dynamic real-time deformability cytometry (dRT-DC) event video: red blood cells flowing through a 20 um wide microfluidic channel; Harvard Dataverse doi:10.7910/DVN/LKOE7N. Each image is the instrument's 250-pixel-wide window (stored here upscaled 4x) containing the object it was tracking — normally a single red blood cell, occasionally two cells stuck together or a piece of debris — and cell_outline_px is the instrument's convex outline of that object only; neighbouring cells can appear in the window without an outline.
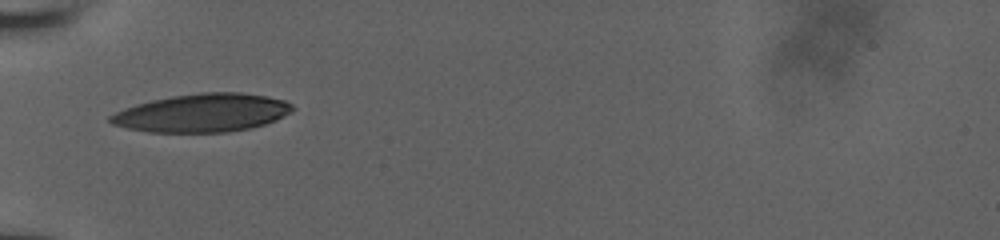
{"species": "human", "species_latin": "Homo sapiens", "temperature_condition": "room temperature", "stored_images_in_passage": 35, "camera_frame_rate_fps": 3000, "um_per_image_px": 0.085, "donor": {"sex": "male"}, "frame": {"image": 1, "passage_image": 1, "time_ms": 0.0, "image_size_px": [1000, 240], "cell_outline_px": [[296, 108], [292, 112], [276, 120], [264, 124], [248, 128], [228, 132], [148, 132], [128, 128], [112, 124], [108, 120], [108, 116], [124, 108], [136, 104], [152, 100], [172, 96], [200, 92], [240, 92], [268, 96], [284, 100], [292, 104]], "centroid_in_image_um": [17.21, 9.59], "position_along_channel_um": 67.8, "area_um2": 40.69}}
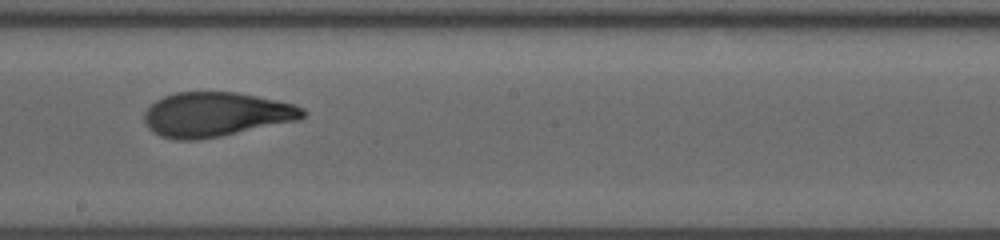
{"frame": {"image": 2, "passage_image": 18, "time_ms": 4.333, "image_size_px": [1000, 240], "cell_outline_px": [[308, 112], [300, 120], [220, 136], [196, 140], [176, 140], [160, 136], [152, 132], [148, 128], [144, 120], [144, 112], [156, 100], [164, 96], [176, 92], [236, 92], [276, 100], [292, 104], [304, 108]], "centroid_in_image_um": [18.35, 9.73], "position_along_channel_um": 229.9, "area_um2": 41.1}}
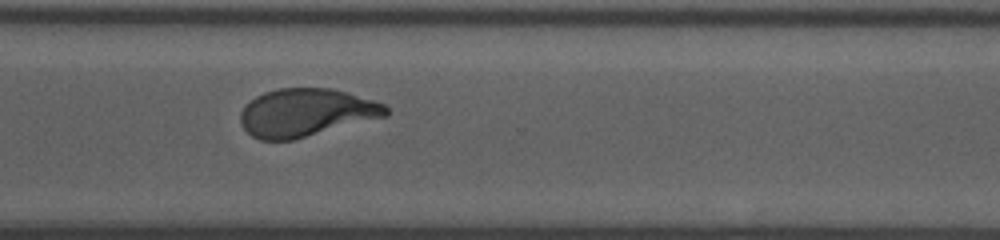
{"frame": {"image": 3, "passage_image": 34, "time_ms": 7.333, "image_size_px": [1000, 240], "cell_outline_px": [[388, 116], [292, 140], [260, 140], [252, 136], [244, 128], [240, 120], [240, 112], [256, 96], [264, 92], [280, 88], [332, 88], [348, 92], [384, 104], [388, 108]], "centroid_in_image_um": [26.03, 9.57], "position_along_channel_um": 344.6, "area_um2": 40.46}}